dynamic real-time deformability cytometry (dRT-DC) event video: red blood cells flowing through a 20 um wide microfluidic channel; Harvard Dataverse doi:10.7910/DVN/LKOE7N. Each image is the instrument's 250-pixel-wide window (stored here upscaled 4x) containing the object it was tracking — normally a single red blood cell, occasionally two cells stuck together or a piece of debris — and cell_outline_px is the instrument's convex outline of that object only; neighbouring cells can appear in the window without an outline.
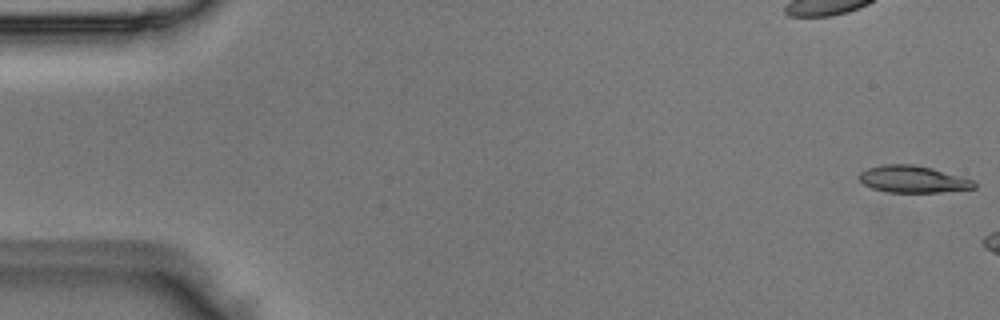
{"species": "Egyptian fruit bat (a non-hibernating species)", "species_latin": "Rousettus aegyptiacus", "temperature_condition": "room temperature", "stored_images_in_passage": 3, "camera_frame_rate_fps": 3000, "um_per_image_px": 0.085, "animal": {"sex": "male"}, "frame": {"image": 1, "passage_image": 1, "time_ms": 0.0, "image_size_px": [1000, 320], "cell_outline_px": [[976, 188], [940, 192], [888, 192], [872, 188], [864, 184], [856, 176], [860, 172], [868, 168], [880, 164], [912, 164], [932, 168], [960, 176], [972, 180], [976, 184]], "centroid_in_image_um": [77.56, 15.23], "position_along_channel_um": 7.4, "area_um2": 18.03}}